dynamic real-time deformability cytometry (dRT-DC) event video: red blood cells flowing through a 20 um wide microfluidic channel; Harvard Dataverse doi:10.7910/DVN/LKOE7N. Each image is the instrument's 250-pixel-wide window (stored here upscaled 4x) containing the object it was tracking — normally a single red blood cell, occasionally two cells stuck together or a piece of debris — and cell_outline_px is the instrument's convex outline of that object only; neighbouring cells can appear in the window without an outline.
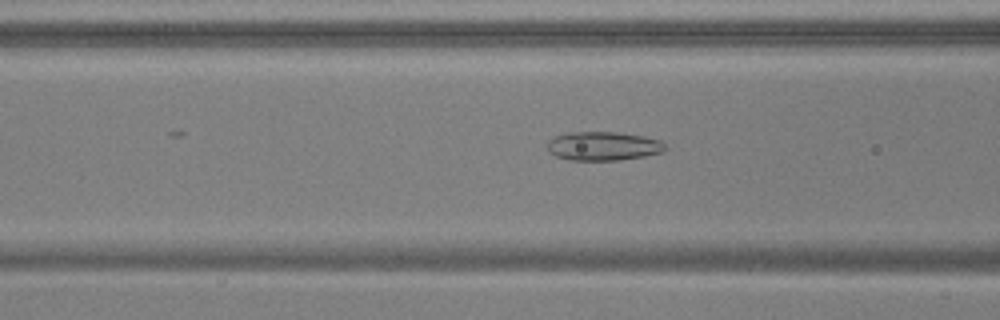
{"species": "common noctule bat (a hibernating species)", "species_latin": "Nyctalus noctula", "temperature_condition": "warm", "stored_images_in_passage": 53, "camera_frame_rate_fps": 3000, "um_per_image_px": 0.085, "animal": {"sex": "male", "body_mass_g": 17.9, "forearm_length_mm": 54.2}, "frame": {"image": 1, "passage_image": 21, "time_ms": 6.667, "image_size_px": [1000, 320], "cell_outline_px": [[668, 148], [664, 152], [644, 156], [616, 160], [568, 160], [556, 156], [548, 152], [548, 140], [556, 136], [568, 132], [616, 132], [644, 136], [660, 140]], "centroid_in_image_um": [51.28, 12.41], "position_along_channel_um": 115.3, "area_um2": 19.88}}
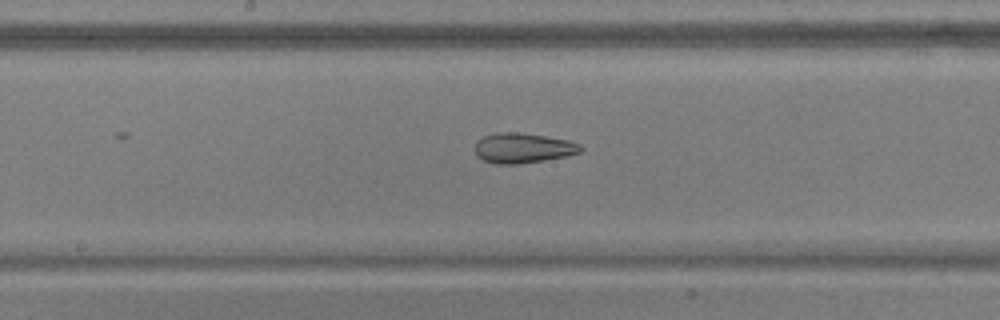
{"frame": {"image": 2, "passage_image": 28, "time_ms": 9.0, "image_size_px": [1000, 320], "cell_outline_px": [[584, 148], [580, 152], [564, 156], [520, 164], [496, 164], [484, 160], [476, 156], [476, 140], [484, 136], [496, 132], [520, 132], [568, 140], [580, 144]], "centroid_in_image_um": [44.43, 12.57], "position_along_channel_um": 203.8, "area_um2": 18.44}}
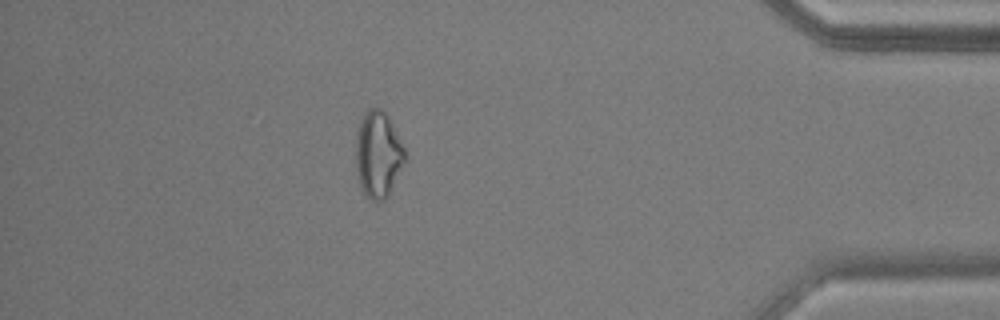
{"frame": {"image": 3, "passage_image": 47, "time_ms": 15.333, "image_size_px": [1000, 320], "cell_outline_px": [[404, 164], [388, 196], [384, 200], [372, 200], [364, 192], [360, 184], [356, 168], [356, 136], [364, 112], [368, 108], [380, 108], [388, 116], [404, 148]], "centroid_in_image_um": [32.13, 13.12], "position_along_channel_um": 403.1, "area_um2": 24.28}, "authors_computed_cell_mechanics": {"area_um2": 23.3512, "velocity_mm_per_s": 3.7786, "shape_relaxation_time_tau1_ms": null, "shape_relaxation_time_tau2_ms": 3.1501, "deformation_change_tau1": null, "deformation_change_tau2": 0.0935}}